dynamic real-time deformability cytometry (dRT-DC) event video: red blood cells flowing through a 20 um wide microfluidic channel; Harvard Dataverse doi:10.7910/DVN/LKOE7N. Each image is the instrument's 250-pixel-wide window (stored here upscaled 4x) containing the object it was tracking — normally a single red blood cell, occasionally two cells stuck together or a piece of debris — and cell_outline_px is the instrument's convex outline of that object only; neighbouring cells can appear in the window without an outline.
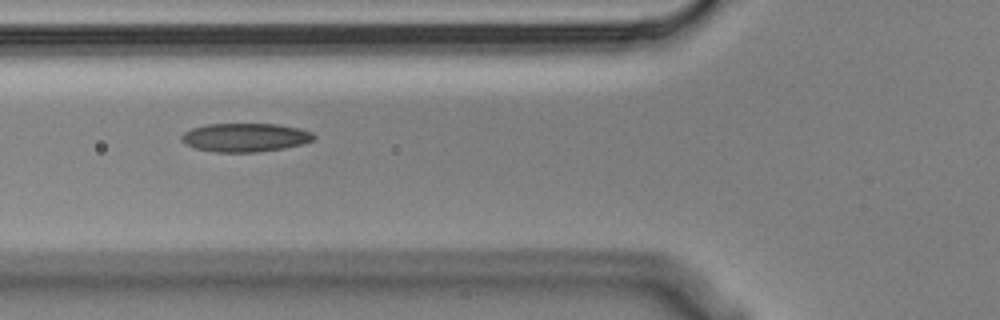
{"species": "Egyptian fruit bat (a non-hibernating species)", "species_latin": "Rousettus aegyptiacus", "temperature_condition": "cold", "stored_images_in_passage": 7, "camera_frame_rate_fps": 3000, "um_per_image_px": 0.085, "animal": {"sex": "male"}, "frame": {"image": 1, "passage_image": 6, "time_ms": 1.667, "image_size_px": [1000, 320], "cell_outline_px": [[316, 136], [312, 140], [300, 144], [284, 148], [256, 152], [216, 152], [196, 148], [184, 144], [180, 140], [180, 136], [184, 132], [192, 128], [208, 124], [276, 124], [300, 128], [312, 132]], "centroid_in_image_um": [20.81, 11.68], "position_along_channel_um": 105.0, "area_um2": 22.02}}
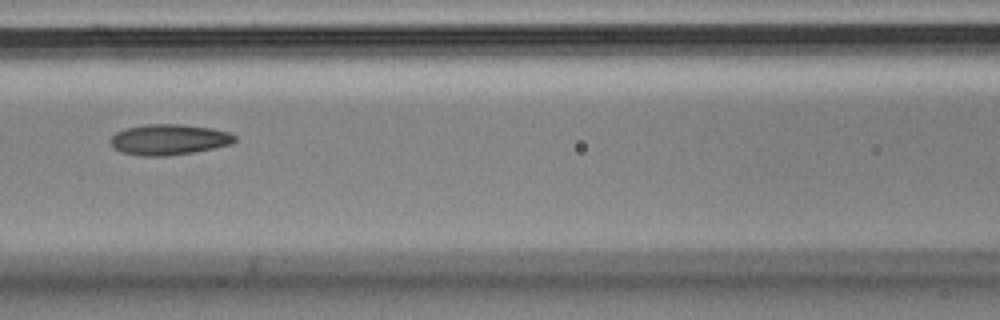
{"frame": {"image": 2, "passage_image": 7, "time_ms": 2.0, "image_size_px": [1000, 320], "cell_outline_px": [[236, 140], [232, 144], [192, 152], [168, 156], [140, 156], [120, 152], [112, 148], [108, 140], [116, 132], [124, 128], [144, 124], [180, 124], [212, 128], [228, 132], [236, 136]], "centroid_in_image_um": [14.3, 11.86], "position_along_channel_um": 152.3, "area_um2": 22.48}}